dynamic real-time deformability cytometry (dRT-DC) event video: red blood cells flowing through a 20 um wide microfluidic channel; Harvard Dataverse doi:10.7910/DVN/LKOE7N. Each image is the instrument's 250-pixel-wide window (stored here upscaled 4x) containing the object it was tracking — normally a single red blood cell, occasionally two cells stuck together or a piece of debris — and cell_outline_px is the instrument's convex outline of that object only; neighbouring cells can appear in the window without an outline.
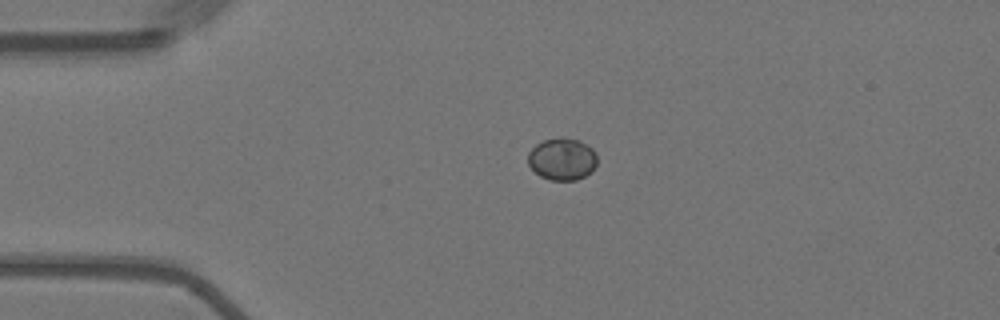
{"species": "Egyptian fruit bat (a non-hibernating species)", "species_latin": "Rousettus aegyptiacus", "temperature_condition": "warm", "stored_images_in_passage": 44, "camera_frame_rate_fps": 3000, "um_per_image_px": 0.085, "animal": {"sex": "female"}, "frame": {"image": 1, "passage_image": 1, "time_ms": 0.0, "image_size_px": [1000, 320], "cell_outline_px": [[596, 164], [592, 172], [576, 180], [552, 180], [540, 176], [528, 164], [528, 152], [536, 144], [544, 140], [560, 136], [580, 140], [592, 148], [596, 152]], "centroid_in_image_um": [47.79, 13.5], "position_along_channel_um": 37.2, "area_um2": 17.11}}
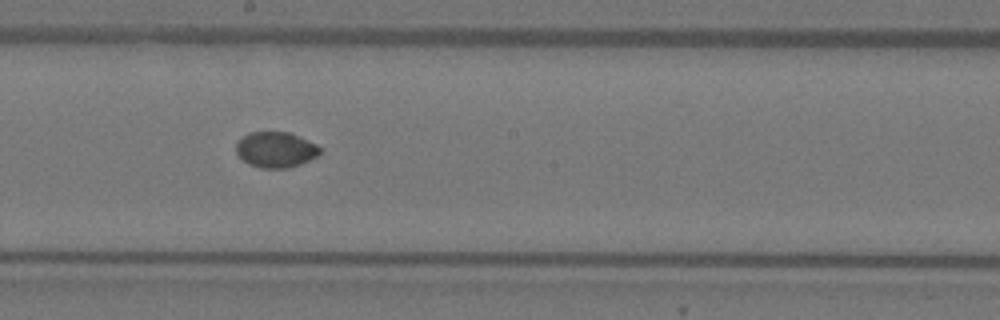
{"frame": {"image": 2, "passage_image": 19, "time_ms": 6.0, "image_size_px": [1000, 320], "cell_outline_px": [[320, 152], [316, 156], [300, 164], [288, 168], [260, 168], [248, 164], [236, 152], [236, 144], [248, 132], [288, 132], [316, 144], [320, 148]], "centroid_in_image_um": [23.42, 12.73], "position_along_channel_um": 224.8, "area_um2": 17.17}}
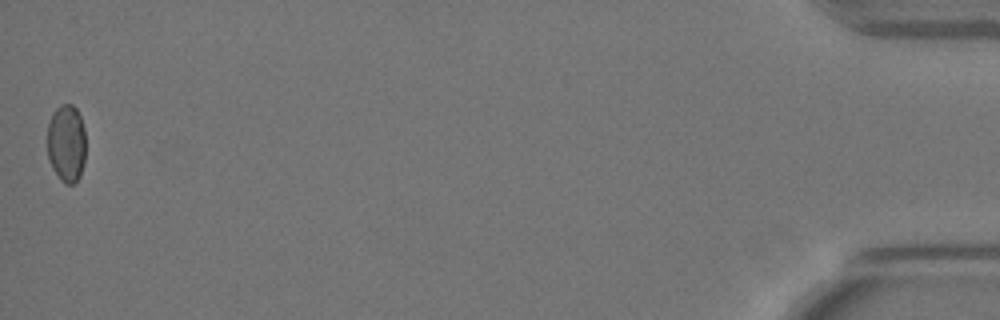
{"frame": {"image": 3, "passage_image": 44, "time_ms": 14.333, "image_size_px": [1000, 320], "cell_outline_px": [[84, 164], [80, 176], [72, 184], [64, 184], [60, 180], [52, 168], [48, 160], [48, 120], [52, 112], [60, 104], [72, 104], [76, 108], [80, 116], [84, 128]], "centroid_in_image_um": [5.62, 12.17], "position_along_channel_um": 429.6, "area_um2": 17.57}}